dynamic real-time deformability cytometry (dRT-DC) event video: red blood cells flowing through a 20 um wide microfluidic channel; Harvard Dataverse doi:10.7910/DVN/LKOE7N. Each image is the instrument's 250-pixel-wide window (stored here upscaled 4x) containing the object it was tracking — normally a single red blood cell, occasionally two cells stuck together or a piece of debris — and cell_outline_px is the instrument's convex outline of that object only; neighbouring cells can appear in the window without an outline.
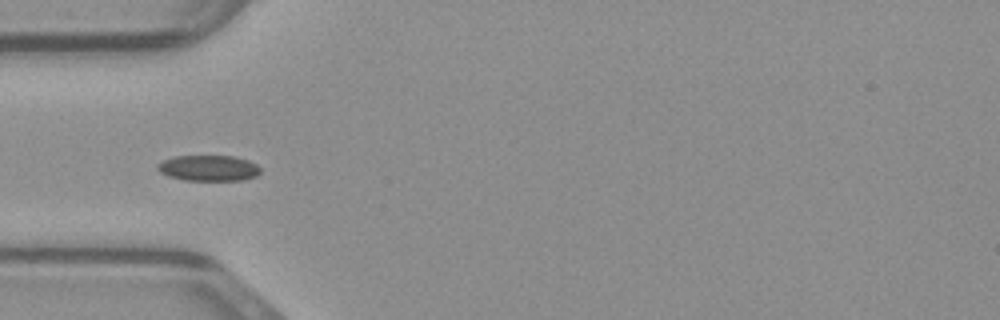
{"species": "common noctule bat (a hibernating species)", "species_latin": "Nyctalus noctula", "temperature_condition": "warm", "stored_images_in_passage": 34, "camera_frame_rate_fps": 3000, "um_per_image_px": 0.085, "animal": {"sex": "male", "body_mass_g": 23.1, "forearm_length_mm": 52.7}, "frame": {"image": 1, "passage_image": 1, "time_ms": 0.0, "image_size_px": [1000, 320], "cell_outline_px": [[260, 172], [256, 176], [244, 180], [184, 180], [168, 176], [160, 172], [156, 168], [156, 164], [164, 160], [176, 156], [232, 156], [248, 160], [256, 164], [260, 168]], "centroid_in_image_um": [17.72, 14.29], "position_along_channel_um": 67.3, "area_um2": 15.43}}
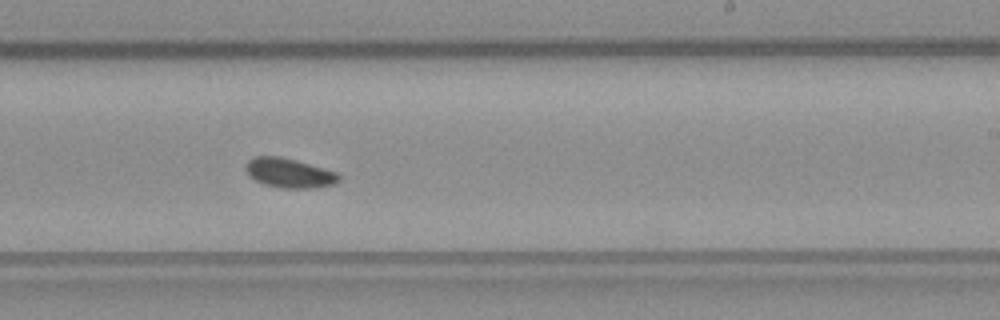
{"frame": {"image": 2, "passage_image": 15, "time_ms": 4.667, "image_size_px": [1000, 320], "cell_outline_px": [[340, 180], [336, 184], [316, 188], [284, 188], [264, 184], [248, 176], [244, 168], [248, 160], [252, 156], [280, 156], [296, 160], [336, 172], [340, 176]], "centroid_in_image_um": [24.57, 14.7], "position_along_channel_um": 264.4, "area_um2": 16.13}}
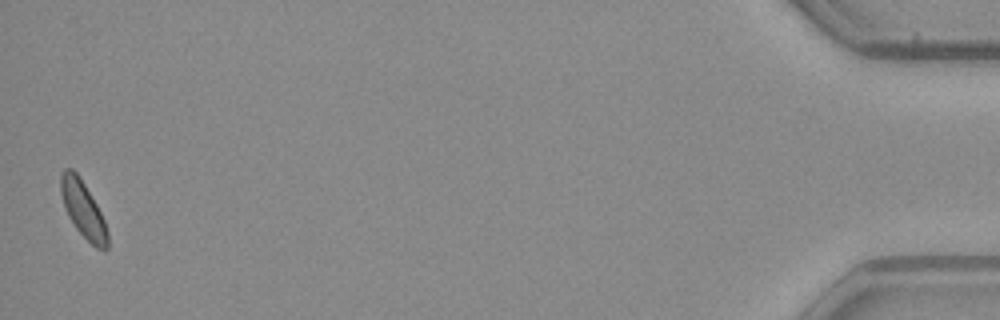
{"frame": {"image": 3, "passage_image": 34, "time_ms": 11.0, "image_size_px": [1000, 320], "cell_outline_px": [[108, 248], [104, 252], [96, 248], [76, 228], [68, 216], [60, 192], [60, 172], [64, 168], [72, 168], [80, 176], [96, 204], [104, 220], [108, 232]], "centroid_in_image_um": [7.06, 17.78], "position_along_channel_um": 428.1, "area_um2": 15.37}}